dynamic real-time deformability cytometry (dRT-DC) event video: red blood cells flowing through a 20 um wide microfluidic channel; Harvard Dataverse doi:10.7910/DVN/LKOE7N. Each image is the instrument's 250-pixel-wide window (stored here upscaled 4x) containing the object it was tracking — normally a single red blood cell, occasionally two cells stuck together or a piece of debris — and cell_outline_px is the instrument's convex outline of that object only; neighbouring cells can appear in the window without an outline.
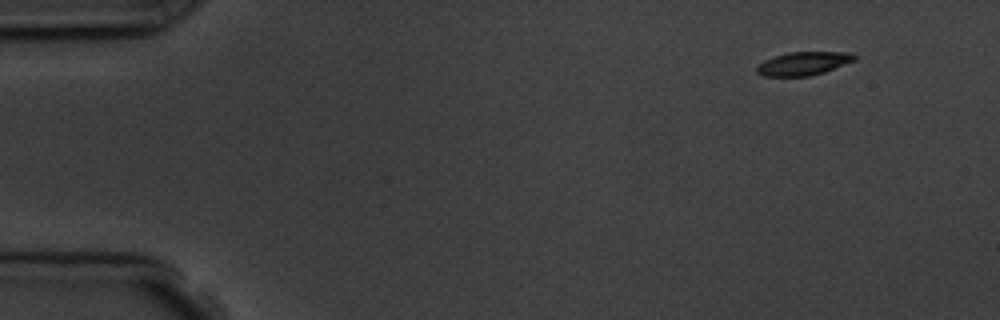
{"species": "common noctule bat (a hibernating species)", "species_latin": "Nyctalus noctula", "temperature_condition": "room temperature", "stored_images_in_passage": 5, "segment_of_instrument_passage": [2, 2], "camera_frame_rate_fps": 3000, "um_per_image_px": 0.085, "animal": {"sex": "male", "body_mass_g": 19.5, "forearm_length_mm": 54.6}, "frame": {"image": 1, "passage_image": 5, "time_ms": 5.667, "image_size_px": [1000, 320], "cell_outline_px": [[856, 60], [824, 72], [808, 76], [764, 76], [756, 72], [756, 68], [764, 60], [788, 52], [852, 52], [856, 56]], "centroid_in_image_um": [68.31, 5.39], "position_along_channel_um": 16.7, "area_um2": 13.24}}